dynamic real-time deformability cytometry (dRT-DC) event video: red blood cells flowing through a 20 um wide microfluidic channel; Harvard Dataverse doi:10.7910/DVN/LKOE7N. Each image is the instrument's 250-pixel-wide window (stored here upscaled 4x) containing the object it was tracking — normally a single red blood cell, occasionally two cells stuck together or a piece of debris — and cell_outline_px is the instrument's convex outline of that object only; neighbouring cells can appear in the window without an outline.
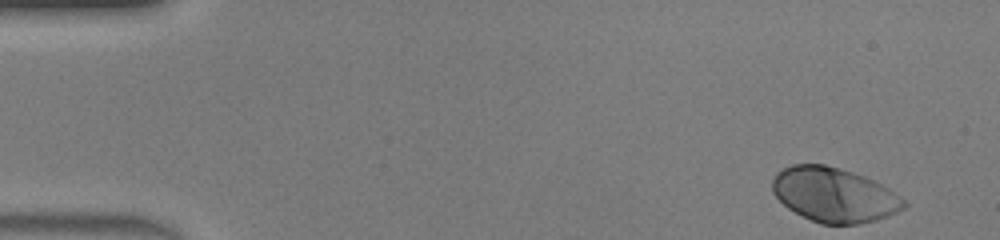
{"species": "human", "species_latin": "Homo sapiens", "temperature_condition": "warm", "stored_images_in_passage": 45, "camera_frame_rate_fps": 3000, "um_per_image_px": 0.085, "donor": {"sex": "male"}, "frame": {"image": 1, "passage_image": 1, "time_ms": 0.0, "image_size_px": [1000, 240], "cell_outline_px": [[908, 204], [904, 208], [888, 216], [876, 220], [856, 224], [820, 224], [788, 208], [772, 192], [772, 180], [776, 172], [792, 164], [824, 164], [852, 172], [864, 176], [888, 188], [900, 196]], "centroid_in_image_um": [70.89, 16.56], "position_along_channel_um": 14.1, "area_um2": 41.5}}
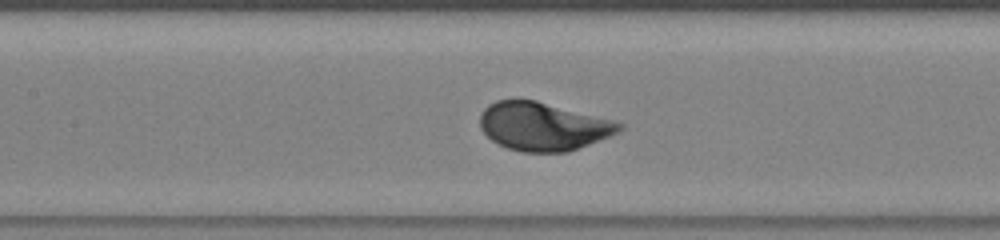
{"frame": {"image": 2, "passage_image": 20, "time_ms": 6.333, "image_size_px": [1000, 240], "cell_outline_px": [[624, 128], [620, 132], [568, 152], [520, 152], [508, 148], [492, 140], [480, 128], [480, 112], [488, 104], [496, 100], [536, 100], [612, 120], [624, 124]], "centroid_in_image_um": [46.15, 10.74], "position_along_channel_um": 161.2, "area_um2": 39.07}}
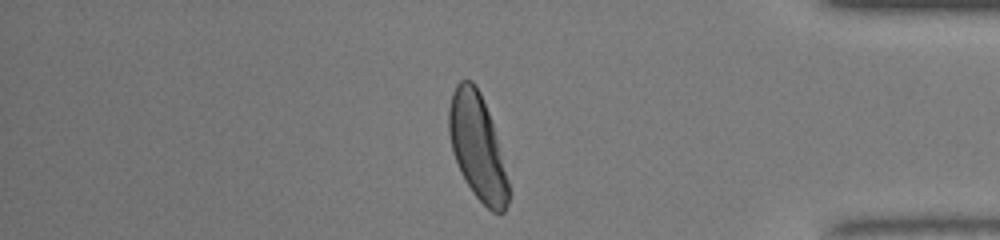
{"frame": {"image": 3, "passage_image": 38, "time_ms": 12.333, "image_size_px": [1000, 240], "cell_outline_px": [[508, 204], [504, 212], [492, 212], [472, 192], [460, 172], [452, 152], [448, 132], [448, 108], [452, 92], [456, 84], [460, 80], [472, 80], [476, 84], [480, 92], [488, 112], [492, 124], [508, 180]], "centroid_in_image_um": [40.54, 12.45], "position_along_channel_um": 394.7, "area_um2": 36.3}, "authors_computed_cell_mechanics": {"area_um2": 39.5352, "velocity_mm_per_s": 4.3257, "shape_relaxation_time_tau1_ms": 1.5952, "shape_relaxation_time_tau2_ms": null, "deformation_change_tau1": 0.1591, "deformation_change_tau2": null}}